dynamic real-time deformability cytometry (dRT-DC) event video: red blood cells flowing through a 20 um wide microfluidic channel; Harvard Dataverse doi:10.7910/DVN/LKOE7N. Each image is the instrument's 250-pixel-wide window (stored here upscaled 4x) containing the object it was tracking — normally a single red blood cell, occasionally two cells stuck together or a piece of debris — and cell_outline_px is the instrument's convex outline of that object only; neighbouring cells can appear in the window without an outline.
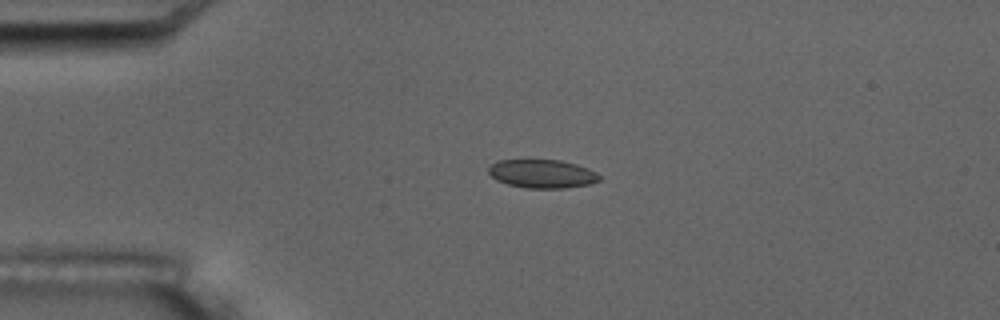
{"species": "common noctule bat (a hibernating species)", "species_latin": "Nyctalus noctula", "temperature_condition": "room temperature", "stored_images_in_passage": 5, "camera_frame_rate_fps": 3000, "um_per_image_px": 0.085, "animal": {"sex": "male", "body_mass_g": 17.5, "forearm_length_mm": 52.3}, "frame": {"image": 1, "passage_image": 4, "time_ms": 4.333, "image_size_px": [1000, 320], "cell_outline_px": [[600, 180], [588, 184], [564, 188], [528, 188], [508, 184], [496, 180], [488, 172], [488, 168], [492, 164], [500, 160], [560, 160], [576, 164], [588, 168], [596, 172], [600, 176]], "centroid_in_image_um": [46.09, 14.77], "position_along_channel_um": 38.9, "area_um2": 18.26}}